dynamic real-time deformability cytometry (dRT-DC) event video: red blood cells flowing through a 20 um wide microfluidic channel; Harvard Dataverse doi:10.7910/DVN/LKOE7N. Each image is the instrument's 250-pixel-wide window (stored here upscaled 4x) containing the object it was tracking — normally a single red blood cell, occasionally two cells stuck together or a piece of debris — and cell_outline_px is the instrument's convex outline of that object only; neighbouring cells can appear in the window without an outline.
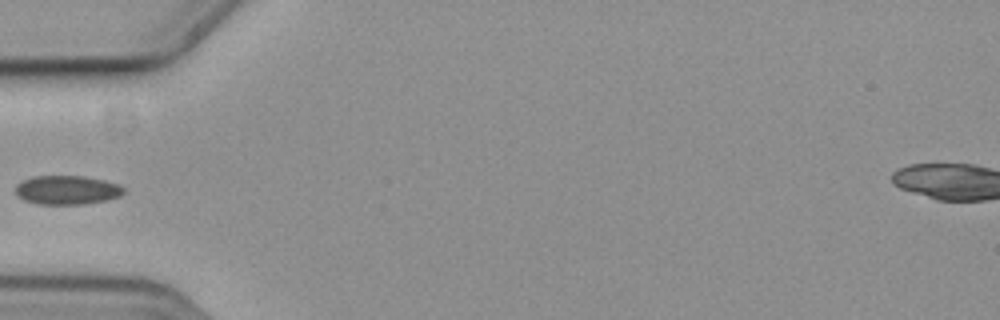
{"species": "common noctule bat (a hibernating species)", "species_latin": "Nyctalus noctula", "temperature_condition": "cold", "stored_images_in_passage": 38, "camera_frame_rate_fps": 3000, "um_per_image_px": 0.085, "animal": {"sex": "female", "body_mass_g": 19.3, "forearm_length_mm": 54.1}, "frame": {"image": 1, "passage_image": 1, "time_ms": 0.0, "image_size_px": [1000, 320], "cell_outline_px": [[124, 192], [120, 196], [108, 200], [84, 204], [36, 204], [24, 200], [16, 196], [16, 184], [32, 176], [84, 176], [104, 180], [120, 184], [124, 188]], "centroid_in_image_um": [5.7, 16.15], "position_along_channel_um": 79.3, "area_um2": 18.44}}
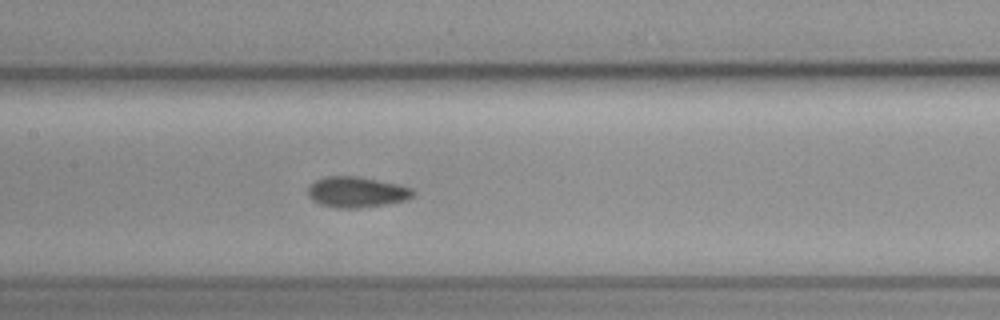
{"frame": {"image": 2, "passage_image": 9, "time_ms": 2.667, "image_size_px": [1000, 320], "cell_outline_px": [[416, 192], [408, 200], [388, 204], [360, 208], [336, 208], [320, 204], [312, 200], [308, 196], [308, 188], [316, 180], [328, 176], [356, 176], [396, 184], [412, 188]], "centroid_in_image_um": [30.33, 16.34], "position_along_channel_um": 177.1, "area_um2": 18.79}}
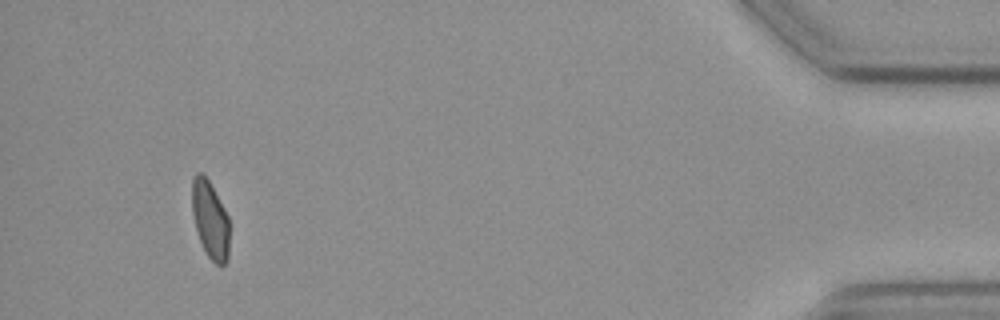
{"frame": {"image": 3, "passage_image": 35, "time_ms": 11.333, "image_size_px": [1000, 320], "cell_outline_px": [[228, 260], [224, 264], [216, 264], [208, 256], [200, 240], [196, 228], [192, 212], [192, 180], [196, 172], [200, 172], [208, 180], [224, 208], [228, 216]], "centroid_in_image_um": [17.85, 18.66], "position_along_channel_um": 417.3, "area_um2": 16.53}}